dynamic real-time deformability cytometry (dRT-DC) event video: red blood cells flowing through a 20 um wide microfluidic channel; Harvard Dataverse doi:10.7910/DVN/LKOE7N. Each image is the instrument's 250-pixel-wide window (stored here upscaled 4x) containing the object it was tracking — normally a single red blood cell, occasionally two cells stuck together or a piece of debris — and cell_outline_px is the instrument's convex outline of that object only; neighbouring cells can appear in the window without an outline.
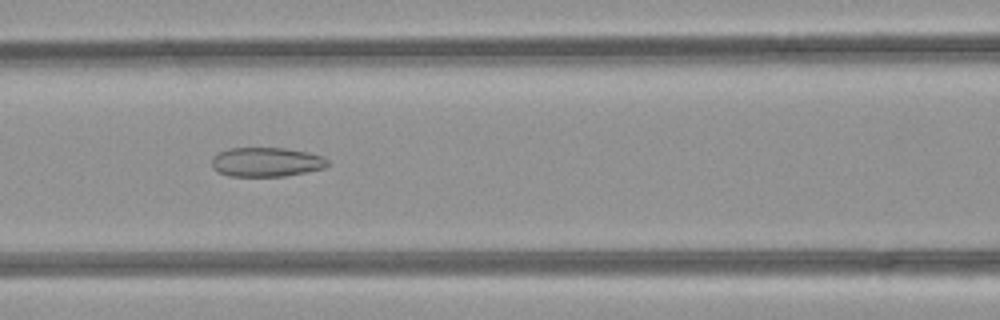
{"species": "common noctule bat (a hibernating species)", "species_latin": "Nyctalus noctula", "temperature_condition": "room temperature", "stored_images_in_passage": 40, "camera_frame_rate_fps": 3000, "um_per_image_px": 0.085, "animal": {"sex": "female", "body_mass_g": 21.9}, "frame": {"image": 1, "passage_image": 12, "time_ms": 3.667, "image_size_px": [1000, 320], "cell_outline_px": [[332, 164], [324, 168], [284, 176], [228, 176], [212, 168], [212, 156], [228, 148], [284, 148], [308, 152], [324, 156]], "centroid_in_image_um": [22.66, 13.77], "position_along_channel_um": 143.9, "area_um2": 19.88}}
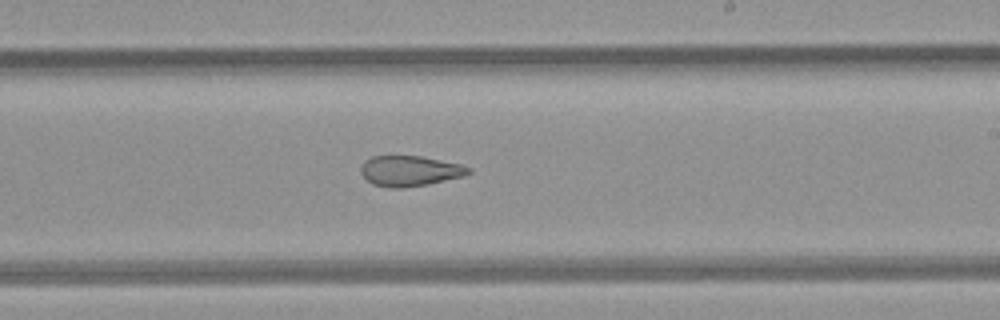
{"frame": {"image": 2, "passage_image": 20, "time_ms": 6.333, "image_size_px": [1000, 320], "cell_outline_px": [[472, 172], [464, 176], [428, 184], [404, 188], [388, 188], [372, 184], [360, 172], [360, 168], [364, 160], [372, 156], [420, 156], [460, 164], [472, 168]], "centroid_in_image_um": [34.83, 14.53], "position_along_channel_um": 254.2, "area_um2": 19.19}}
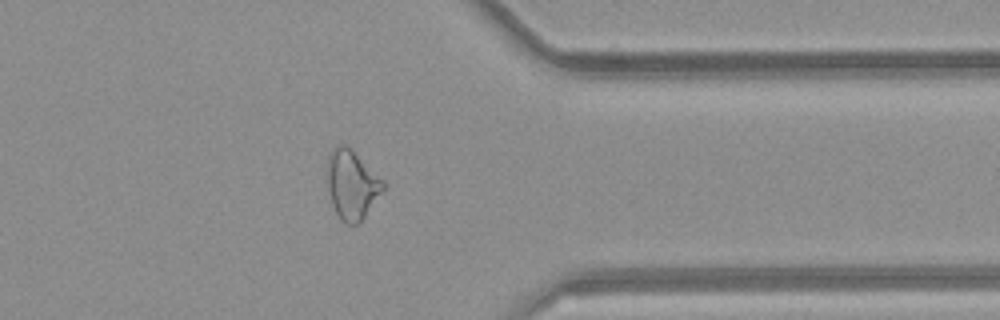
{"frame": {"image": 3, "passage_image": 30, "time_ms": 9.667, "image_size_px": [1000, 320], "cell_outline_px": [[384, 188], [360, 224], [344, 224], [340, 220], [332, 204], [328, 188], [328, 152], [340, 144], [348, 144], [384, 180]], "centroid_in_image_um": [29.91, 15.68], "position_along_channel_um": 381.5, "area_um2": 22.66}, "authors_computed_cell_mechanics": {"area_um2": 22.4264, "velocity_mm_per_s": 4.1393, "shape_relaxation_time_tau1_ms": null, "shape_relaxation_time_tau2_ms": 2.9862, "deformation_change_tau1": null, "deformation_change_tau2": 0.1185}}